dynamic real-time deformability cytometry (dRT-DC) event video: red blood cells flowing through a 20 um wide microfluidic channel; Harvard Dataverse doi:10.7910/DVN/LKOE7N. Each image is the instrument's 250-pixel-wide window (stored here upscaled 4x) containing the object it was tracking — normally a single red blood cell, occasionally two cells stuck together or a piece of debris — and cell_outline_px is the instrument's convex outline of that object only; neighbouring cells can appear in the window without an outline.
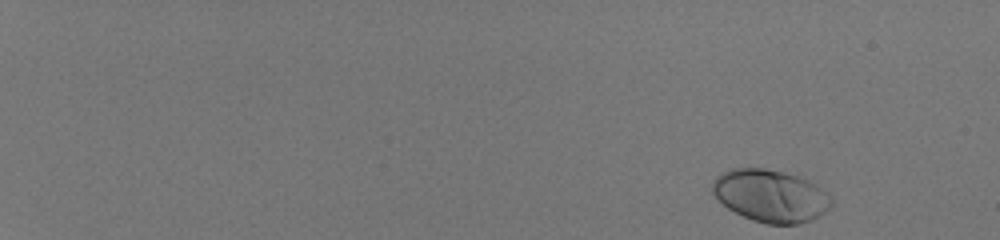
{"species": "human", "species_latin": "Homo sapiens", "temperature_condition": "room temperature", "stored_images_in_passage": 50, "camera_frame_rate_fps": 3000, "um_per_image_px": 0.085, "donor": {"sex": "male"}, "frame": {"image": 1, "passage_image": 1, "time_ms": 0.0, "image_size_px": [1000, 240], "cell_outline_px": [[832, 204], [820, 216], [812, 220], [796, 224], [764, 224], [752, 220], [728, 208], [712, 192], [712, 184], [716, 176], [732, 168], [764, 168], [784, 172], [808, 180], [816, 184], [832, 196]], "centroid_in_image_um": [65.52, 16.64], "position_along_channel_um": 19.5, "area_um2": 36.24}}
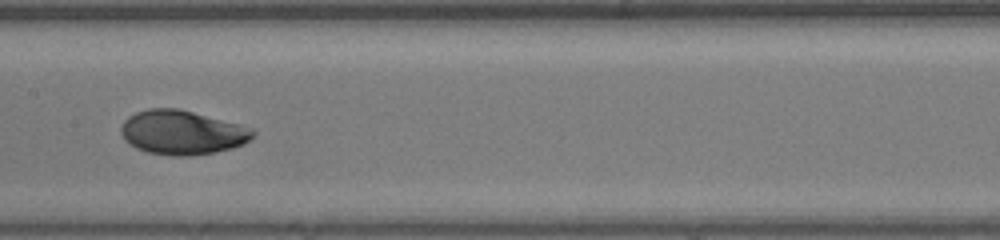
{"frame": {"image": 2, "passage_image": 29, "time_ms": 9.333, "image_size_px": [1000, 240], "cell_outline_px": [[256, 132], [244, 144], [232, 148], [212, 152], [188, 156], [172, 156], [148, 152], [136, 148], [128, 144], [124, 140], [120, 132], [120, 128], [124, 120], [128, 116], [136, 112], [148, 108], [176, 108], [192, 112], [252, 128]], "centroid_in_image_um": [15.42, 11.26], "position_along_channel_um": 192.0, "area_um2": 33.76}}
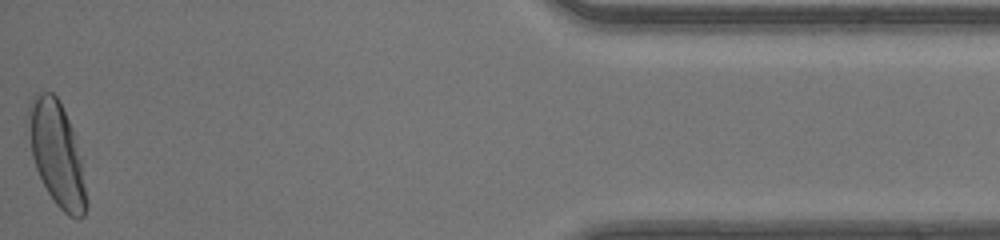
{"frame": {"image": 3, "passage_image": 50, "time_ms": 16.333, "image_size_px": [1000, 240], "cell_outline_px": [[88, 208], [84, 216], [68, 216], [56, 204], [48, 192], [36, 168], [32, 156], [24, 120], [28, 104], [36, 92], [52, 92], [56, 96], [72, 128], [80, 160], [88, 200]], "centroid_in_image_um": [4.77, 13.04], "position_along_channel_um": 430.4, "area_um2": 35.08}, "authors_computed_cell_mechanics": {"area_um2": 33.2928, "velocity_mm_per_s": 4.1729, "shape_relaxation_time_tau1_ms": 3.2751, "shape_relaxation_time_tau2_ms": null, "deformation_change_tau1": 0.1786, "deformation_change_tau2": null}}